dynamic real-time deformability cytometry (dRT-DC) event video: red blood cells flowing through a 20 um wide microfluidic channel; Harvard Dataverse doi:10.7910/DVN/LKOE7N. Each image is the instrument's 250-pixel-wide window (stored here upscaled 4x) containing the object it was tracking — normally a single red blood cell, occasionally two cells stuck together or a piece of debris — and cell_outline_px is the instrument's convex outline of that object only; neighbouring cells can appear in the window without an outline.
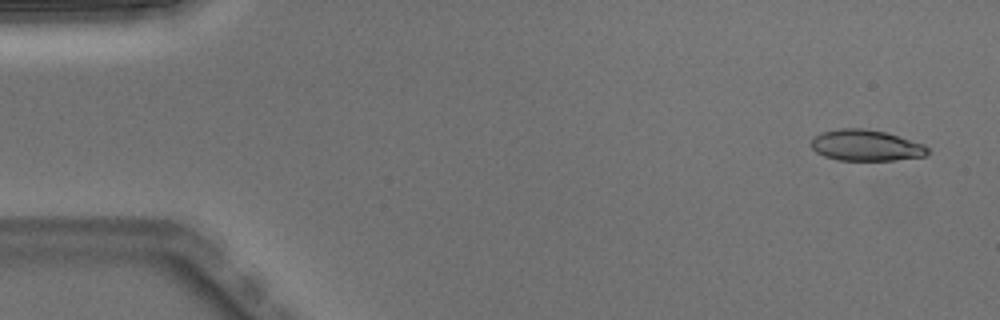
{"species": "Egyptian fruit bat (a non-hibernating species)", "species_latin": "Rousettus aegyptiacus", "temperature_condition": "warm", "stored_images_in_passage": 4, "camera_frame_rate_fps": 3000, "um_per_image_px": 0.085, "animal": {"sex": "male"}, "frame": {"image": 1, "passage_image": 1, "time_ms": 0.0, "image_size_px": [1000, 320], "cell_outline_px": [[928, 156], [896, 160], [836, 160], [824, 156], [816, 152], [812, 148], [812, 140], [820, 132], [840, 128], [864, 128], [884, 132], [924, 144], [928, 148]], "centroid_in_image_um": [73.61, 12.36], "position_along_channel_um": 11.4, "area_um2": 21.1}}
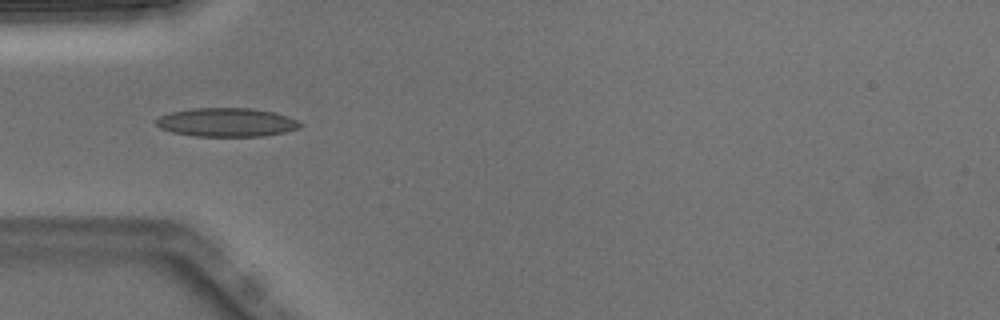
{"frame": {"image": 2, "passage_image": 4, "time_ms": 1.0, "image_size_px": [1000, 320], "cell_outline_px": [[304, 124], [300, 128], [284, 132], [260, 136], [196, 136], [172, 132], [160, 128], [156, 124], [156, 120], [160, 116], [172, 112], [192, 108], [252, 108], [276, 112], [288, 116]], "centroid_in_image_um": [19.29, 10.39], "position_along_channel_um": 65.7, "area_um2": 24.1}}